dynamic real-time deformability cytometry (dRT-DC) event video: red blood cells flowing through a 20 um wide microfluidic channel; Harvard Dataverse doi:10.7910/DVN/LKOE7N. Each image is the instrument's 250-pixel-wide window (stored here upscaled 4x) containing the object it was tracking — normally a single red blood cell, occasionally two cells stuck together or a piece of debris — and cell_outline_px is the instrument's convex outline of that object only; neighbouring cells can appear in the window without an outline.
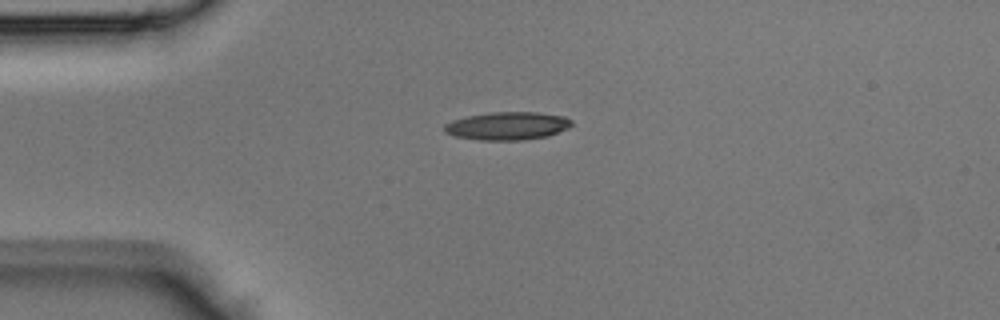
{"species": "Egyptian fruit bat (a non-hibernating species)", "species_latin": "Rousettus aegyptiacus", "temperature_condition": "room temperature", "stored_images_in_passage": 34, "camera_frame_rate_fps": 3000, "um_per_image_px": 0.085, "animal": {"sex": "male"}, "frame": {"image": 1, "passage_image": 1, "time_ms": 0.0, "image_size_px": [1000, 320], "cell_outline_px": [[572, 124], [568, 128], [548, 136], [524, 140], [480, 140], [456, 136], [444, 132], [444, 124], [452, 120], [468, 116], [492, 112], [536, 112], [564, 116], [572, 120]], "centroid_in_image_um": [43.14, 10.7], "position_along_channel_um": 41.9, "area_um2": 20.75}}
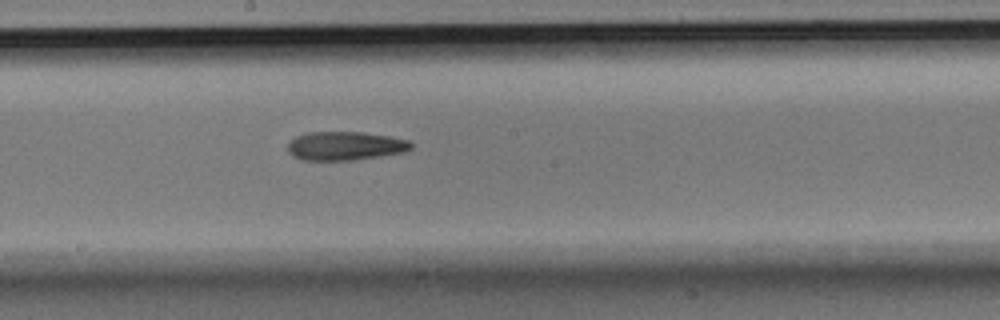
{"frame": {"image": 2, "passage_image": 14, "time_ms": 4.333, "image_size_px": [1000, 320], "cell_outline_px": [[412, 148], [404, 152], [380, 156], [352, 160], [300, 160], [292, 156], [288, 152], [288, 144], [296, 136], [308, 132], [364, 132], [388, 136], [408, 140], [412, 144]], "centroid_in_image_um": [29.32, 12.4], "position_along_channel_um": 218.9, "area_um2": 20.63}}
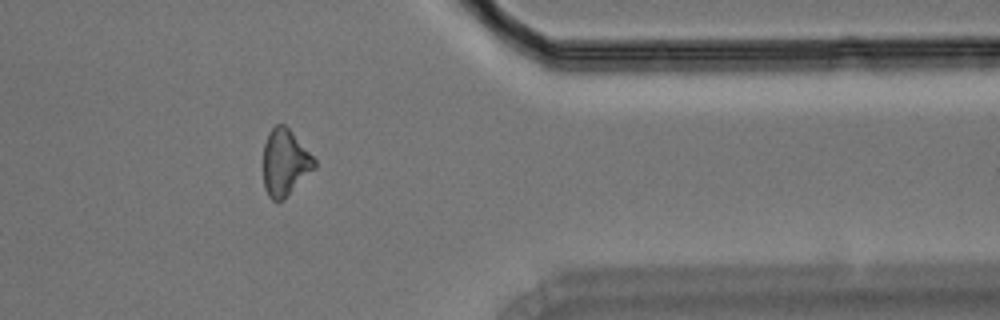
{"frame": {"image": 3, "passage_image": 26, "time_ms": 8.333, "image_size_px": [1000, 320], "cell_outline_px": [[316, 168], [284, 200], [272, 200], [268, 196], [264, 188], [264, 144], [268, 132], [276, 124], [284, 124], [292, 132], [316, 160]], "centroid_in_image_um": [24.23, 13.83], "position_along_channel_um": 387.2, "area_um2": 19.88}}